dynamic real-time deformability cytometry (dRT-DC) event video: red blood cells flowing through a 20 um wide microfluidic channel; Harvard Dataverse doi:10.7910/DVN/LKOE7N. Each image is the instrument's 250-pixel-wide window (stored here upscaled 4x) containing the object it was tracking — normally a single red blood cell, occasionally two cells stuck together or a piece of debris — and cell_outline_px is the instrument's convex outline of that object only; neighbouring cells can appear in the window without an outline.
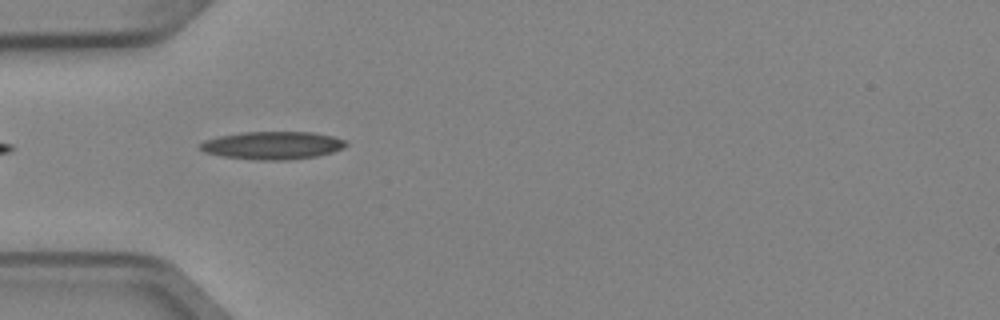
{"species": "Egyptian fruit bat (a non-hibernating species)", "species_latin": "Rousettus aegyptiacus", "temperature_condition": "cold", "stored_images_in_passage": 7, "camera_frame_rate_fps": 3000, "um_per_image_px": 0.085, "animal": {"sex": "female"}, "frame": {"image": 1, "passage_image": 5, "time_ms": 1.333, "image_size_px": [1000, 320], "cell_outline_px": [[348, 144], [344, 148], [332, 152], [316, 156], [288, 160], [252, 160], [224, 156], [204, 152], [200, 148], [200, 144], [204, 140], [220, 136], [240, 132], [312, 132], [332, 136], [344, 140]], "centroid_in_image_um": [23.17, 12.36], "position_along_channel_um": 61.8, "area_um2": 23.64}}
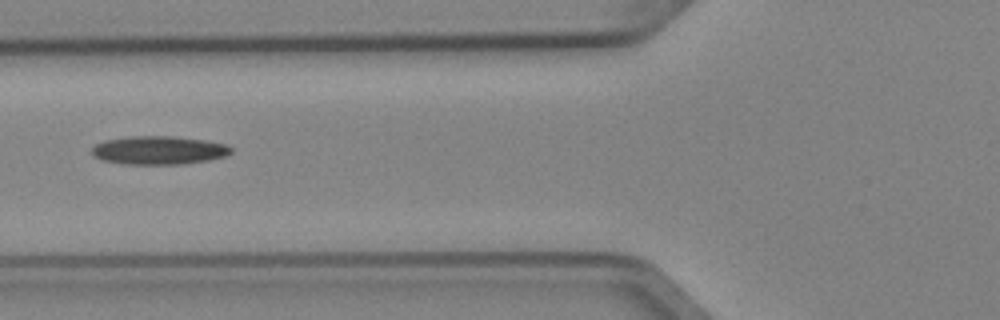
{"frame": {"image": 2, "passage_image": 6, "time_ms": 1.667, "image_size_px": [1000, 320], "cell_outline_px": [[232, 152], [228, 156], [208, 160], [180, 164], [124, 164], [100, 160], [92, 156], [92, 148], [96, 144], [104, 140], [132, 136], [172, 136], [204, 140], [224, 144], [232, 148]], "centroid_in_image_um": [13.48, 12.77], "position_along_channel_um": 112.3, "area_um2": 23.12}}
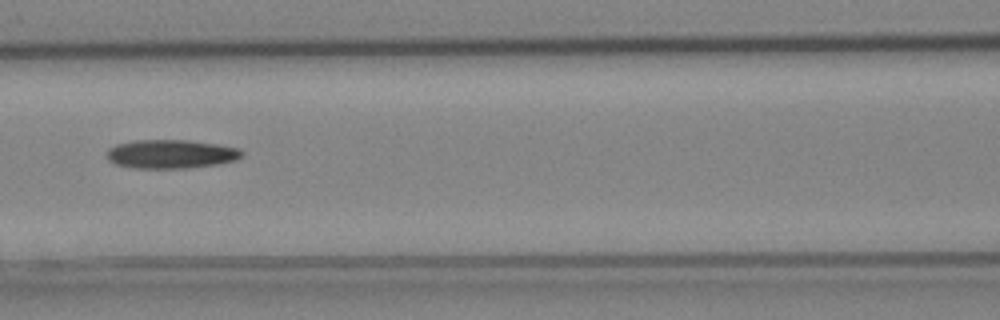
{"frame": {"image": 3, "passage_image": 7, "time_ms": 2.0, "image_size_px": [1000, 320], "cell_outline_px": [[244, 152], [240, 156], [232, 160], [216, 164], [188, 168], [132, 168], [116, 164], [108, 160], [108, 148], [116, 144], [132, 140], [188, 140], [216, 144], [236, 148]], "centroid_in_image_um": [14.46, 13.09], "position_along_channel_um": 152.1, "area_um2": 22.43}}